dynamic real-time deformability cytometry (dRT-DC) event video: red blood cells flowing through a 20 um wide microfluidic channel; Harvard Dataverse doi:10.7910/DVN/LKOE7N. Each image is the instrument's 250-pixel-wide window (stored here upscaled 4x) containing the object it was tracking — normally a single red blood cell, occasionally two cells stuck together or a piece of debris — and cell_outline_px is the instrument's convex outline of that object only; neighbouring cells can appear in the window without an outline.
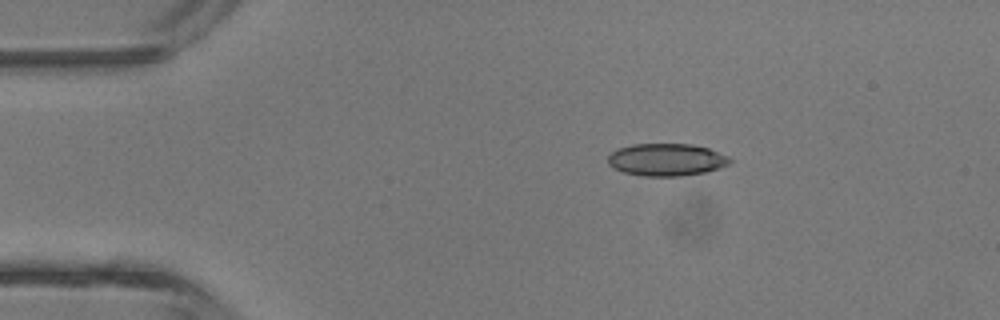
{"species": "common noctule bat (a hibernating species)", "species_latin": "Nyctalus noctula", "temperature_condition": "room temperature", "stored_images_in_passage": 2, "camera_frame_rate_fps": 3000, "um_per_image_px": 0.085, "animal": {"sex": "male", "body_mass_g": 13.3}, "frame": {"image": 1, "passage_image": 1, "time_ms": 0.0, "image_size_px": [1000, 320], "cell_outline_px": [[732, 160], [728, 164], [720, 168], [704, 172], [680, 176], [644, 176], [624, 172], [612, 168], [608, 164], [608, 156], [616, 148], [632, 144], [692, 144], [708, 148], [728, 156]], "centroid_in_image_um": [56.62, 13.57], "position_along_channel_um": 28.4, "area_um2": 23.06}}